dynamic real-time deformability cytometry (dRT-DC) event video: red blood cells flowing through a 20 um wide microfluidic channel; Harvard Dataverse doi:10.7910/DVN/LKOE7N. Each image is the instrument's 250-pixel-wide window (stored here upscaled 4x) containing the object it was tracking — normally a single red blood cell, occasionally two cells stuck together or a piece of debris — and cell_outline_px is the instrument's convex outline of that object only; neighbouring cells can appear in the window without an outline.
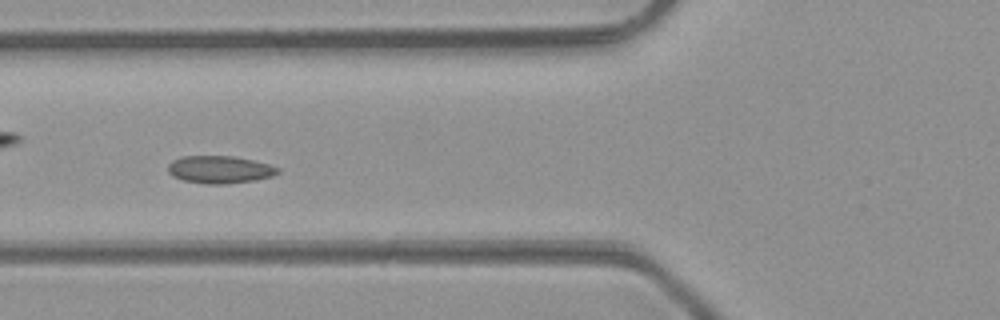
{"species": "common noctule bat (a hibernating species)", "species_latin": "Nyctalus noctula", "temperature_condition": "room temperature", "stored_images_in_passage": 39, "camera_frame_rate_fps": 3000, "um_per_image_px": 0.085, "animal": {"sex": "male", "body_mass_g": 23.1, "forearm_length_mm": 52.7}, "frame": {"image": 1, "passage_image": 9, "time_ms": 2.667, "image_size_px": [1000, 320], "cell_outline_px": [[280, 172], [272, 176], [256, 180], [224, 184], [208, 184], [184, 180], [172, 176], [168, 172], [168, 164], [172, 160], [180, 156], [232, 156], [252, 160], [268, 164], [280, 168]], "centroid_in_image_um": [18.67, 14.41], "position_along_channel_um": 107.1, "area_um2": 17.63}}
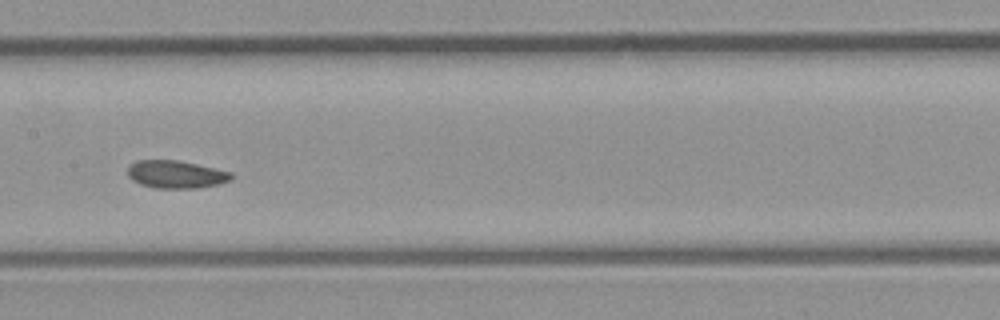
{"frame": {"image": 2, "passage_image": 15, "time_ms": 4.667, "image_size_px": [1000, 320], "cell_outline_px": [[232, 180], [220, 184], [200, 188], [156, 188], [140, 184], [132, 180], [128, 176], [128, 168], [136, 160], [176, 160], [196, 164], [232, 172]], "centroid_in_image_um": [14.97, 14.83], "position_along_channel_um": 192.4, "area_um2": 16.76}}
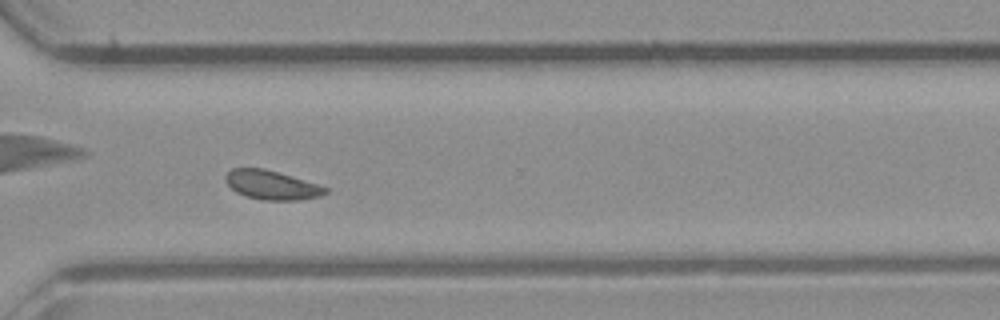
{"frame": {"image": 3, "passage_image": 26, "time_ms": 8.333, "image_size_px": [1000, 320], "cell_outline_px": [[328, 192], [320, 196], [300, 200], [260, 200], [236, 192], [228, 184], [224, 176], [232, 168], [264, 168], [316, 184], [328, 188]], "centroid_in_image_um": [23.08, 15.73], "position_along_channel_um": 347.5, "area_um2": 16.65}, "authors_computed_cell_mechanics": {"area_um2": 17.1088, "velocity_mm_per_s": 4.2415, "shape_relaxation_time_tau1_ms": 2.7099, "shape_relaxation_time_tau2_ms": 2.0644, "deformation_change_tau1": 0.064, "deformation_change_tau2": 0.0672}}